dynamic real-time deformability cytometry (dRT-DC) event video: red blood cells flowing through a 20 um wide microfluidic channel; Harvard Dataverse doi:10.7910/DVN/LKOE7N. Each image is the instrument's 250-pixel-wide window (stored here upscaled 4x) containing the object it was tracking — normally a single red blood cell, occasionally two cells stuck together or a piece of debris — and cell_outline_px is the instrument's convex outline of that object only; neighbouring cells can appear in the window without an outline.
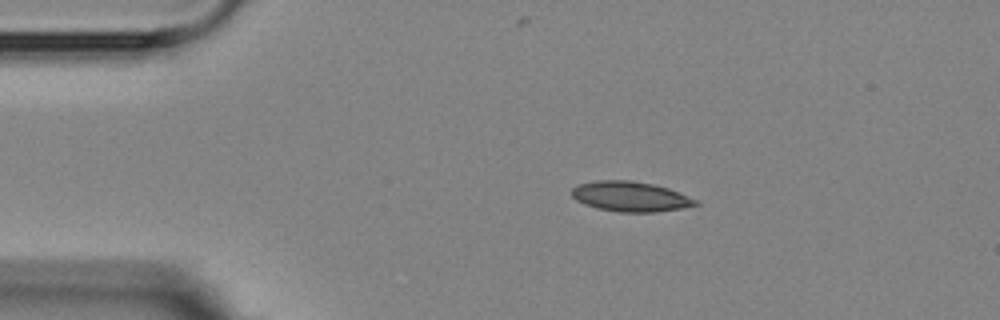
{"species": "Egyptian fruit bat (a non-hibernating species)", "species_latin": "Rousettus aegyptiacus", "temperature_condition": "room temperature", "stored_images_in_passage": 13, "camera_frame_rate_fps": 3000, "um_per_image_px": 0.085, "animal": {"sex": "female"}, "frame": {"image": 1, "passage_image": 1, "time_ms": 0.0, "image_size_px": [1000, 320], "cell_outline_px": [[700, 204], [680, 208], [656, 212], [620, 212], [596, 208], [584, 204], [576, 200], [572, 196], [572, 188], [576, 184], [596, 180], [632, 180], [652, 184], [668, 188], [696, 200]], "centroid_in_image_um": [53.52, 16.7], "position_along_channel_um": 31.5, "area_um2": 21.62}}
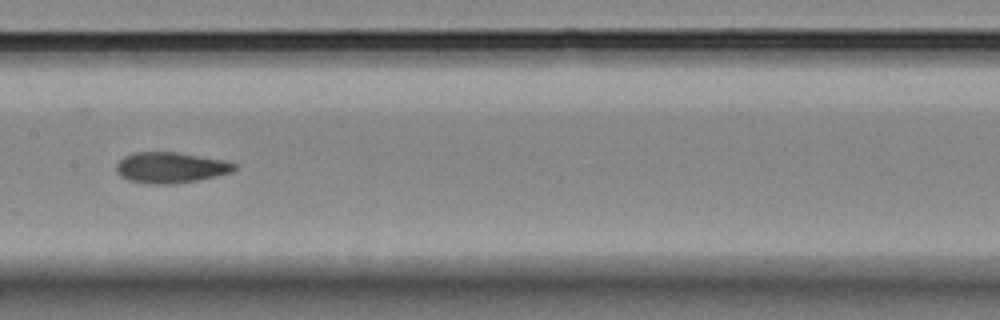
{"frame": {"image": 2, "passage_image": 6, "time_ms": 5.667, "image_size_px": [1000, 320], "cell_outline_px": [[236, 168], [232, 172], [216, 176], [196, 180], [172, 184], [148, 184], [128, 180], [120, 176], [116, 172], [116, 164], [124, 156], [136, 152], [176, 152], [224, 160], [236, 164]], "centroid_in_image_um": [14.47, 14.25], "position_along_channel_um": 192.9, "area_um2": 21.15}}
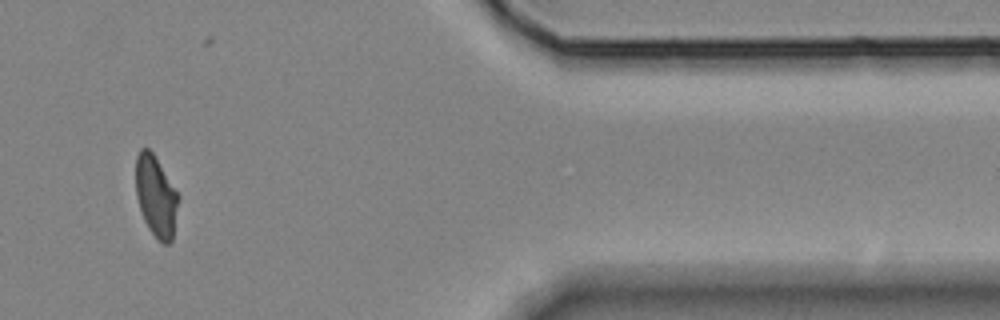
{"frame": {"image": 3, "passage_image": 11, "time_ms": 12.333, "image_size_px": [1000, 320], "cell_outline_px": [[180, 196], [172, 240], [168, 244], [160, 244], [156, 240], [148, 228], [144, 220], [136, 196], [136, 156], [140, 148], [148, 148], [152, 152]], "centroid_in_image_um": [13.26, 16.72], "position_along_channel_um": 398.1, "area_um2": 20.23}, "authors_computed_cell_mechanics": {"area_um2": 20.9814, "velocity_mm_per_s": 3.6035, "shape_relaxation_time_tau1_ms": 10.5821, "shape_relaxation_time_tau2_ms": 1.5787, "deformation_change_tau1": 0.2183, "deformation_change_tau2": 0.0363}}